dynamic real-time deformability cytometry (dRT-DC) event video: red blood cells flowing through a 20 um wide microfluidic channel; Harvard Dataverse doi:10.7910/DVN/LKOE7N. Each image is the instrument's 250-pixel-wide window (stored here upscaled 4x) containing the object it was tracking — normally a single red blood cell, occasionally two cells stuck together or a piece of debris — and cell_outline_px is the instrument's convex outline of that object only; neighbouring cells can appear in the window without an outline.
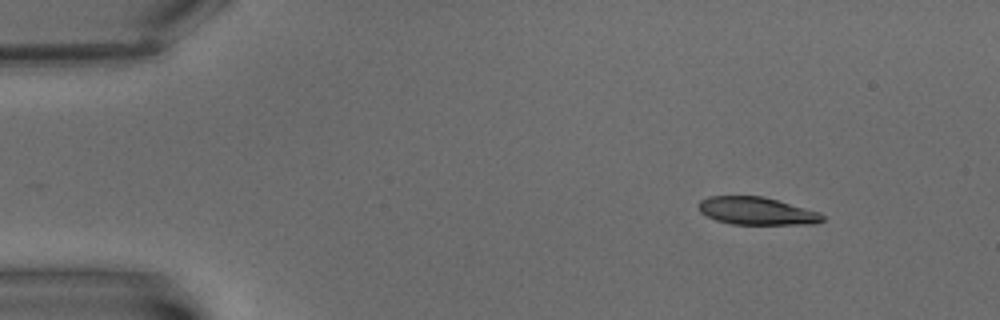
{"species": "common noctule bat (a hibernating species)", "species_latin": "Nyctalus noctula", "temperature_condition": "warm", "stored_images_in_passage": 8, "camera_frame_rate_fps": 3000, "um_per_image_px": 0.085, "animal": {"sex": "male", "body_mass_g": 15.6}, "frame": {"image": 1, "passage_image": 2, "time_ms": 1.0, "image_size_px": [1000, 320], "cell_outline_px": [[824, 220], [816, 224], [732, 224], [716, 220], [700, 212], [696, 204], [700, 200], [708, 196], [764, 196], [820, 212], [824, 216]], "centroid_in_image_um": [64.31, 17.93], "position_along_channel_um": 20.7, "area_um2": 20.11}}
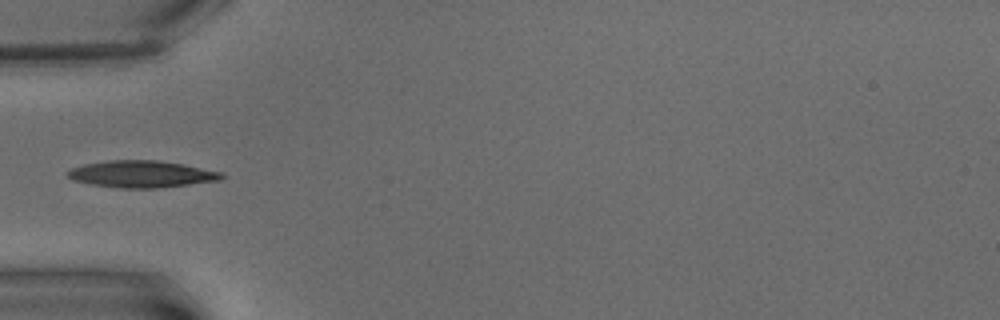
{"frame": {"image": 2, "passage_image": 5, "time_ms": 5.667, "image_size_px": [1000, 320], "cell_outline_px": [[224, 176], [220, 180], [156, 188], [120, 188], [92, 184], [72, 180], [64, 172], [72, 168], [84, 164], [108, 160], [156, 160], [184, 164], [224, 172]], "centroid_in_image_um": [12.03, 14.79], "position_along_channel_um": 73.0, "area_um2": 24.1}}
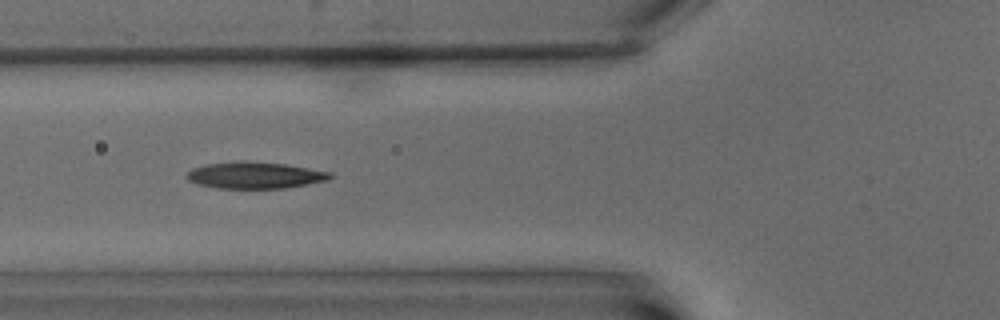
{"frame": {"image": 3, "passage_image": 6, "time_ms": 6.667, "image_size_px": [1000, 320], "cell_outline_px": [[332, 176], [328, 180], [284, 188], [216, 188], [200, 184], [188, 180], [184, 176], [192, 168], [204, 164], [240, 160], [244, 160], [284, 164], [332, 172]], "centroid_in_image_um": [21.63, 14.88], "position_along_channel_um": 104.2, "area_um2": 22.25}}